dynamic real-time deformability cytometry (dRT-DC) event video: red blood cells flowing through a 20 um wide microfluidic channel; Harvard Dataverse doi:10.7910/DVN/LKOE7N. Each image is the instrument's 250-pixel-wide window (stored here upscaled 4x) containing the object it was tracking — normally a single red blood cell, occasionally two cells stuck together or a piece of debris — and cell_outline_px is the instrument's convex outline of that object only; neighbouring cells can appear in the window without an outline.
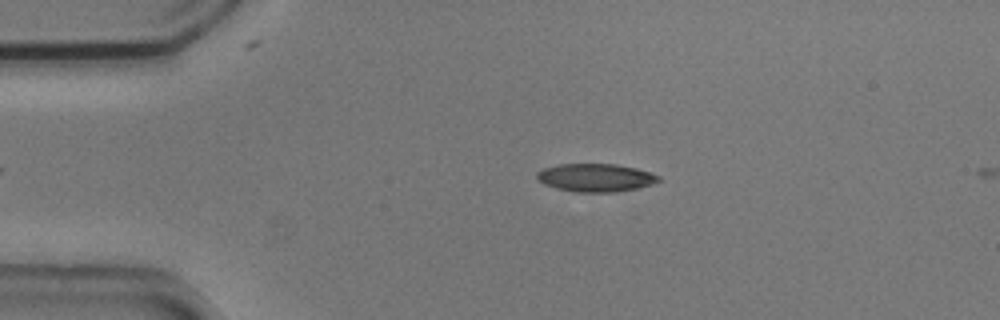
{"species": "common noctule bat (a hibernating species)", "species_latin": "Nyctalus noctula", "temperature_condition": "cold", "stored_images_in_passage": 7, "camera_frame_rate_fps": 3000, "um_per_image_px": 0.085, "animal": {"sex": "male", "body_mass_g": 20.5, "forearm_length_mm": 52.5}, "frame": {"image": 1, "passage_image": 6, "time_ms": 1.667, "image_size_px": [1000, 320], "cell_outline_px": [[664, 180], [652, 184], [636, 188], [616, 192], [576, 192], [556, 188], [544, 184], [536, 176], [536, 172], [544, 168], [560, 164], [616, 164], [636, 168], [660, 176]], "centroid_in_image_um": [50.65, 15.1], "position_along_channel_um": 34.3, "area_um2": 19.88}}